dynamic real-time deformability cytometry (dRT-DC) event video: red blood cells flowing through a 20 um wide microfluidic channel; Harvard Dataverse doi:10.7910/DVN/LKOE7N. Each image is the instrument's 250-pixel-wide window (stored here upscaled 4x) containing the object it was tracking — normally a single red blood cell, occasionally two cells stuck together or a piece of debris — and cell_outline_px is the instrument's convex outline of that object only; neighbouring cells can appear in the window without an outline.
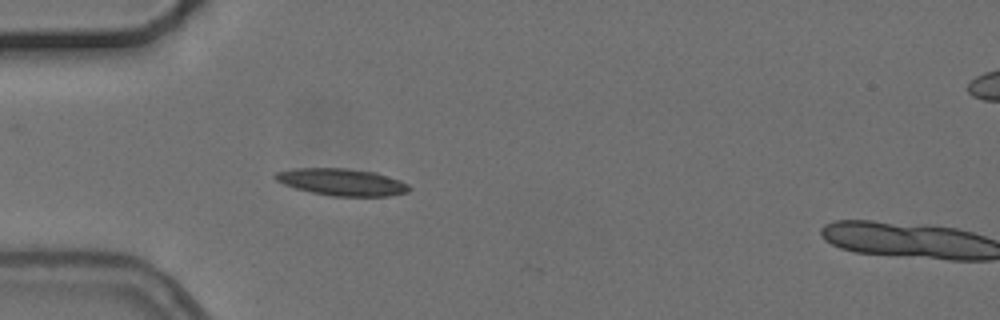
{"species": "common noctule bat (a hibernating species)", "species_latin": "Nyctalus noctula", "temperature_condition": "cold", "stored_images_in_passage": 5, "camera_frame_rate_fps": 3000, "um_per_image_px": 0.085, "animal": {"sex": "female", "body_mass_g": 24.6, "forearm_length_mm": 56.2}, "frame": {"image": 1, "passage_image": 4, "time_ms": 3.667, "image_size_px": [1000, 320], "cell_outline_px": [[412, 188], [408, 192], [388, 196], [332, 196], [312, 192], [296, 188], [284, 184], [276, 180], [272, 176], [276, 172], [296, 168], [344, 168], [376, 172], [400, 180], [408, 184]], "centroid_in_image_um": [29.08, 15.47], "position_along_channel_um": 55.9, "area_um2": 21.04}}